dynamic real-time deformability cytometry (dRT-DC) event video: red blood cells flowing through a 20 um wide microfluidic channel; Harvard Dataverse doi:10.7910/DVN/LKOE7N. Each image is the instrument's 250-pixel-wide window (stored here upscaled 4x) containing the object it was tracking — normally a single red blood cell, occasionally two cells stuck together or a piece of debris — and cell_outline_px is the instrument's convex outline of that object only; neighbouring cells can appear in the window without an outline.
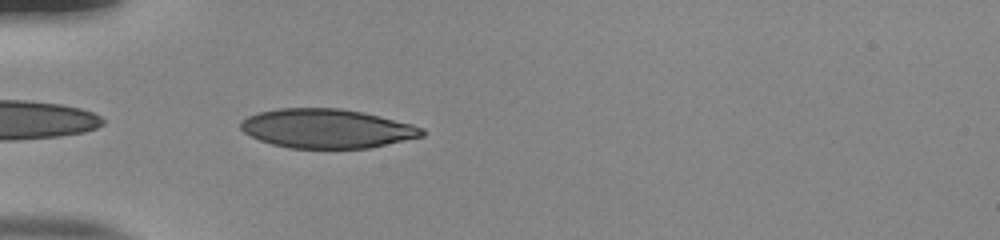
{"species": "human", "species_latin": "Homo sapiens", "temperature_condition": "room temperature", "stored_images_in_passage": 37, "camera_frame_rate_fps": 3000, "um_per_image_px": 0.085, "donor": {"sex": "male"}, "frame": {"image": 1, "passage_image": 1, "time_ms": 0.0, "image_size_px": [1000, 240], "cell_outline_px": [[424, 136], [368, 148], [288, 148], [272, 144], [260, 140], [244, 132], [240, 128], [240, 120], [248, 116], [260, 112], [280, 108], [340, 108], [364, 112], [412, 124], [424, 128]], "centroid_in_image_um": [27.78, 10.92], "position_along_channel_um": 57.2, "area_um2": 41.33}}
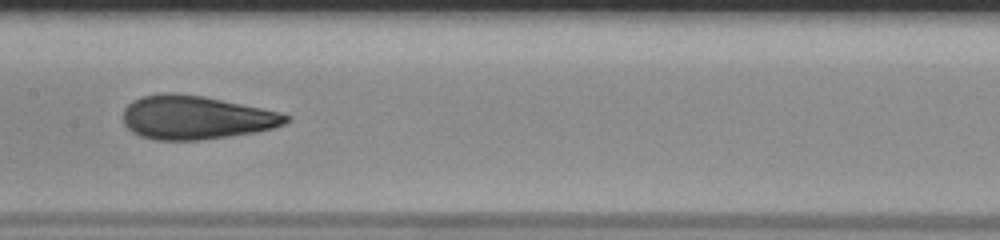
{"frame": {"image": 2, "passage_image": 12, "time_ms": 3.667, "image_size_px": [1000, 240], "cell_outline_px": [[288, 120], [284, 124], [276, 128], [256, 132], [200, 140], [156, 140], [140, 136], [132, 132], [124, 124], [124, 108], [132, 100], [140, 96], [164, 92], [176, 92], [204, 96], [280, 112], [288, 116]], "centroid_in_image_um": [16.62, 9.98], "position_along_channel_um": 190.8, "area_um2": 41.56}}
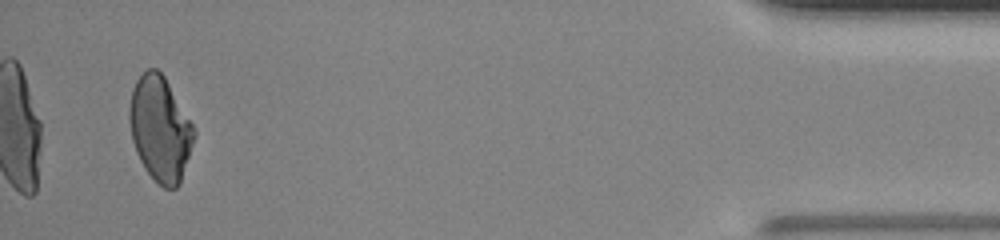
{"frame": {"image": 3, "passage_image": 35, "time_ms": 11.333, "image_size_px": [1000, 240], "cell_outline_px": [[196, 136], [180, 184], [176, 188], [164, 188], [144, 168], [136, 152], [132, 140], [128, 120], [128, 112], [132, 92], [136, 80], [148, 68], [156, 68], [164, 76], [192, 124], [196, 132]], "centroid_in_image_um": [13.61, 10.96], "position_along_channel_um": 421.6, "area_um2": 39.25}, "authors_computed_cell_mechanics": {"area_um2": 41.2692, "velocity_mm_per_s": 3.9065, "shape_relaxation_time_tau1_ms": 9.2019, "shape_relaxation_time_tau2_ms": 0.8707, "deformation_change_tau1": 0.256, "deformation_change_tau2": 0.0555}}